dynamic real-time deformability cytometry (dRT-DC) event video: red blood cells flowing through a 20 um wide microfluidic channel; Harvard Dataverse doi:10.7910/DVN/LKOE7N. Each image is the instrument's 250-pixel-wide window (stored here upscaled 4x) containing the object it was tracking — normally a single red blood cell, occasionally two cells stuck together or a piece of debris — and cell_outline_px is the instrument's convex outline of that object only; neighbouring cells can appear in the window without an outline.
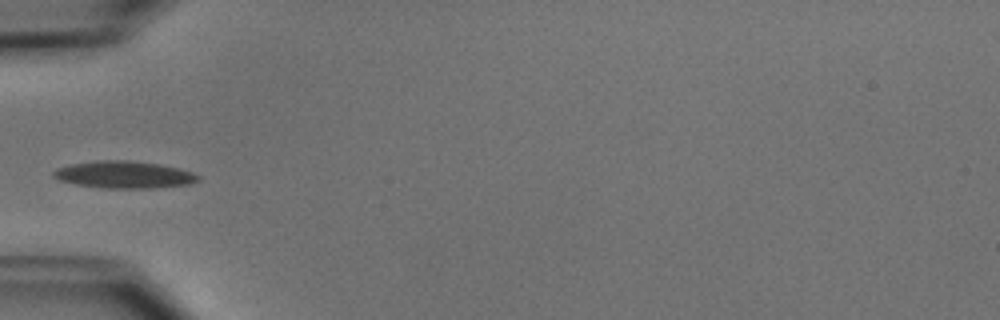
{"species": "common noctule bat (a hibernating species)", "species_latin": "Nyctalus noctula", "temperature_condition": "cold", "stored_images_in_passage": 6, "camera_frame_rate_fps": 3000, "um_per_image_px": 0.085, "animal": {"sex": "male", "body_mass_g": 15.6}, "frame": {"image": 1, "passage_image": 1, "time_ms": 0.0, "image_size_px": [1000, 320], "cell_outline_px": [[200, 180], [192, 184], [156, 188], [104, 188], [76, 184], [60, 180], [52, 176], [52, 172], [56, 168], [68, 164], [96, 160], [128, 160], [160, 164], [180, 168], [192, 172], [200, 176]], "centroid_in_image_um": [10.57, 14.84], "position_along_channel_um": 74.4, "area_um2": 23.18}}
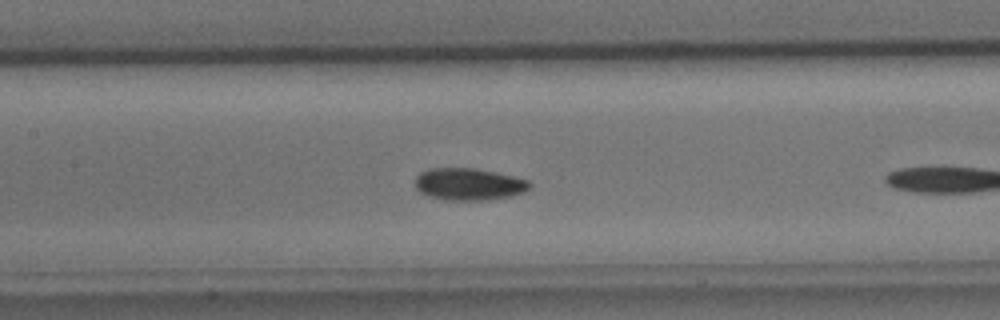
{"frame": {"image": 2, "passage_image": 5, "time_ms": 1.333, "image_size_px": [1000, 320], "cell_outline_px": [[532, 184], [524, 192], [508, 196], [488, 200], [444, 200], [428, 196], [420, 192], [416, 188], [416, 176], [420, 172], [428, 168], [476, 168], [496, 172], [528, 180]], "centroid_in_image_um": [39.82, 15.65], "position_along_channel_um": 167.6, "area_um2": 21.44}}